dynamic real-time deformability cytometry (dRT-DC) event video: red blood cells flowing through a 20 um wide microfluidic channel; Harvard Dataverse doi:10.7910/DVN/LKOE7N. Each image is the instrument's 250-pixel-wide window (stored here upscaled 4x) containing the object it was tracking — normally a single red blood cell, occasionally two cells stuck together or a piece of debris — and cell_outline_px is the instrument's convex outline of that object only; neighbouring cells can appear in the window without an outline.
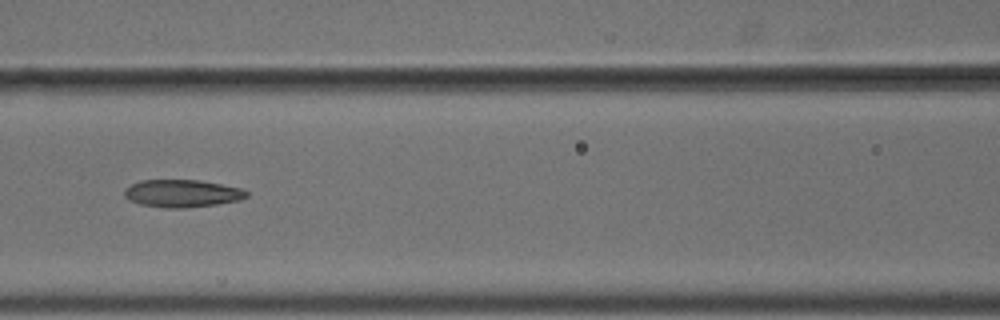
{"species": "common noctule bat (a hibernating species)", "species_latin": "Nyctalus noctula", "temperature_condition": "cold", "stored_images_in_passage": 11, "camera_frame_rate_fps": 3000, "um_per_image_px": 0.085, "animal": {"sex": "male", "body_mass_g": 18.8}, "frame": {"image": 1, "passage_image": 7, "time_ms": 2.0, "image_size_px": [1000, 320], "cell_outline_px": [[248, 196], [240, 200], [216, 204], [184, 208], [164, 208], [140, 204], [128, 200], [124, 196], [124, 188], [140, 180], [200, 180], [240, 188], [248, 192]], "centroid_in_image_um": [15.45, 16.44], "position_along_channel_um": 151.2, "area_um2": 19.65}}
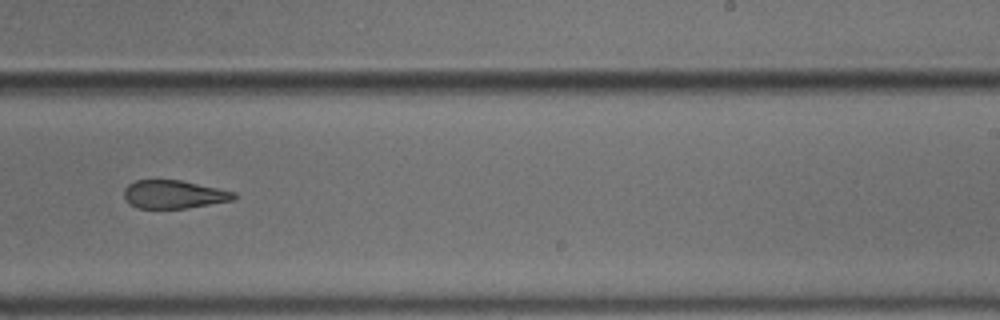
{"frame": {"image": 2, "passage_image": 10, "time_ms": 3.0, "image_size_px": [1000, 320], "cell_outline_px": [[236, 200], [188, 208], [136, 208], [128, 204], [124, 196], [124, 188], [128, 184], [136, 180], [180, 180], [236, 192]], "centroid_in_image_um": [14.77, 16.53], "position_along_channel_um": 274.2, "area_um2": 18.21}}
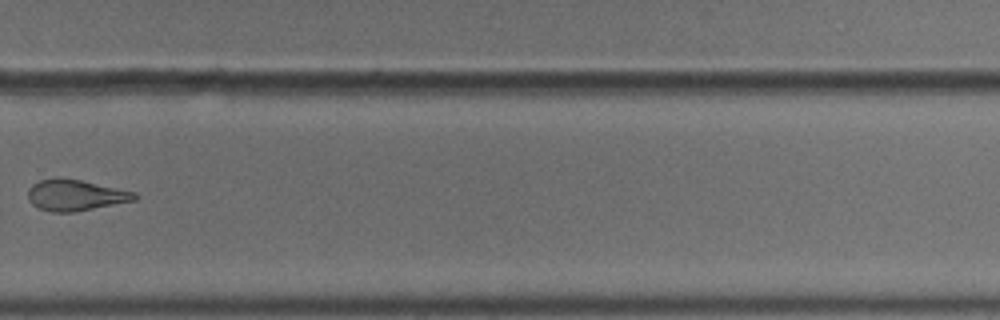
{"frame": {"image": 3, "passage_image": 11, "time_ms": 3.333, "image_size_px": [1000, 320], "cell_outline_px": [[140, 196], [136, 200], [72, 212], [52, 212], [40, 208], [32, 204], [28, 200], [28, 188], [32, 184], [40, 180], [80, 180], [136, 192]], "centroid_in_image_um": [6.44, 16.61], "position_along_channel_um": 323.4, "area_um2": 18.79}}